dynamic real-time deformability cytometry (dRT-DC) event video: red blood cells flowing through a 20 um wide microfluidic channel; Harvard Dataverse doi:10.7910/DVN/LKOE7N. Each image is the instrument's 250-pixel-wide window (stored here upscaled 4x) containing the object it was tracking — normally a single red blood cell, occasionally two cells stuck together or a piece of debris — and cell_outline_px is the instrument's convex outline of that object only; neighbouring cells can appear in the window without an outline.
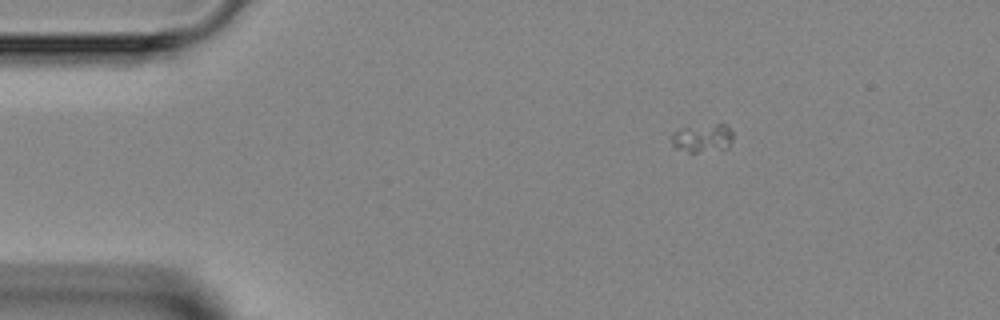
{"species": "Egyptian fruit bat (a non-hibernating species)", "species_latin": "Rousettus aegyptiacus", "temperature_condition": "room temperature", "stored_images_in_passage": 7, "camera_frame_rate_fps": 3000, "um_per_image_px": 0.085, "animal": {"sex": "female"}, "frame": {"image": 1, "passage_image": 1, "time_ms": 0.0, "image_size_px": [1000, 320], "cell_outline_px": [[732, 140], [728, 148], [724, 152], [688, 152], [676, 148], [672, 144], [672, 132], [684, 128], [716, 124], [724, 124], [732, 132]], "centroid_in_image_um": [59.76, 11.79], "position_along_channel_um": 25.2, "area_um2": 10.29}}